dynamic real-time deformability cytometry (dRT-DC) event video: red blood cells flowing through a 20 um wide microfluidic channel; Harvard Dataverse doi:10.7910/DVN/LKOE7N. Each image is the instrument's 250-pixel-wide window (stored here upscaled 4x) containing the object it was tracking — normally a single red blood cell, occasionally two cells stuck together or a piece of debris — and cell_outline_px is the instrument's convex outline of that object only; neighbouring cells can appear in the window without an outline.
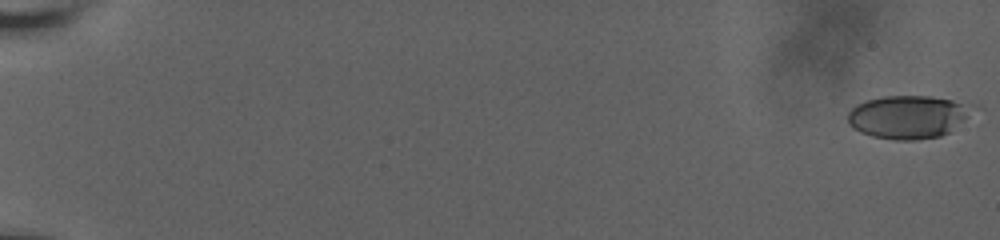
{"species": "human", "species_latin": "Homo sapiens", "temperature_condition": "room temperature", "stored_images_in_passage": 61, "camera_frame_rate_fps": 3000, "um_per_image_px": 0.085, "donor": {"sex": "male"}, "frame": {"image": 1, "passage_image": 1, "time_ms": 0.0, "image_size_px": [1000, 240], "cell_outline_px": [[976, 104], [948, 132], [940, 136], [916, 140], [892, 140], [872, 136], [860, 132], [852, 128], [848, 124], [848, 112], [856, 104], [868, 100], [884, 96], [932, 96]], "centroid_in_image_um": [77.11, 9.93], "position_along_channel_um": 7.9, "area_um2": 31.04}}
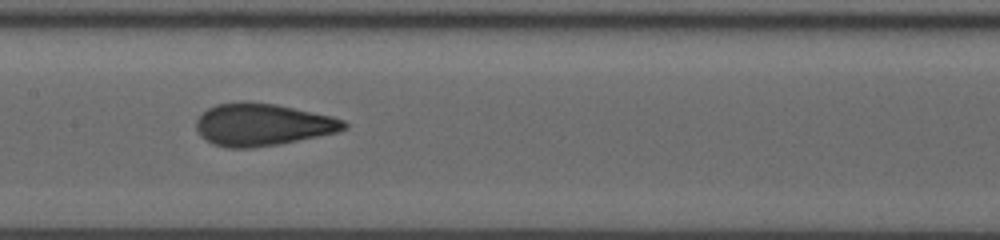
{"frame": {"image": 2, "passage_image": 34, "time_ms": 11.0, "image_size_px": [1000, 240], "cell_outline_px": [[348, 128], [336, 132], [280, 144], [252, 148], [228, 148], [212, 144], [200, 136], [196, 128], [196, 120], [208, 108], [216, 104], [240, 100], [244, 100], [276, 104], [332, 116], [344, 120], [348, 124]], "centroid_in_image_um": [22.29, 10.58], "position_along_channel_um": 185.1, "area_um2": 36.7}}
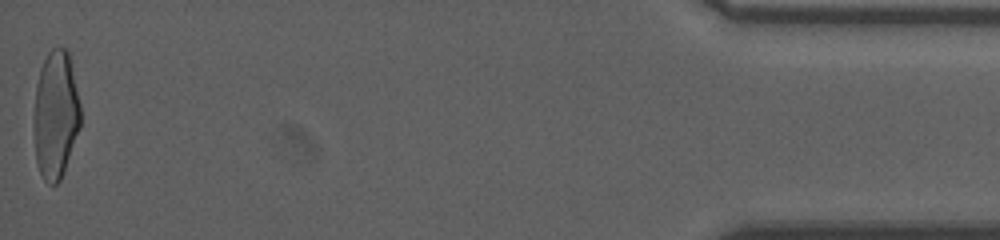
{"frame": {"image": 3, "passage_image": 61, "time_ms": 20.0, "image_size_px": [1000, 240], "cell_outline_px": [[80, 128], [60, 180], [56, 184], [48, 184], [44, 180], [36, 164], [36, 84], [40, 68], [48, 52], [52, 48], [64, 48], [68, 52], [80, 104]], "centroid_in_image_um": [4.75, 9.75], "position_along_channel_um": 430.4, "area_um2": 33.87}, "authors_computed_cell_mechanics": {"area_um2": 35.3158, "velocity_mm_per_s": 3.6605, "shape_relaxation_time_tau1_ms": 7.5344, "shape_relaxation_time_tau2_ms": 0.8641, "deformation_change_tau1": 0.2017, "deformation_change_tau2": 0.0736}}